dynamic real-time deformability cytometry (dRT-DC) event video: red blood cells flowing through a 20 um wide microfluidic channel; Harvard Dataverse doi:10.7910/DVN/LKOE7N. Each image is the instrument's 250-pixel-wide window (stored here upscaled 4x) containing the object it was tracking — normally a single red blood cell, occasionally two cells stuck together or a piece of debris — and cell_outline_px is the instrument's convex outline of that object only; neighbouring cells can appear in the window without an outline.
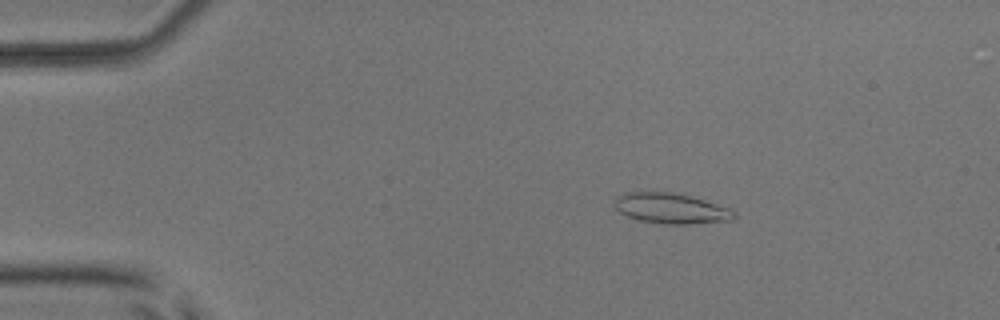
{"species": "common noctule bat (a hibernating species)", "species_latin": "Nyctalus noctula", "temperature_condition": "room temperature", "stored_images_in_passage": 52, "camera_frame_rate_fps": 3000, "um_per_image_px": 0.085, "animal": {"sex": "male", "body_mass_g": 17.9, "forearm_length_mm": 54.2}, "frame": {"image": 1, "passage_image": 10, "time_ms": 3.0, "image_size_px": [1000, 320], "cell_outline_px": [[736, 216], [732, 220], [692, 224], [664, 224], [640, 220], [628, 216], [620, 212], [612, 204], [616, 196], [624, 192], [672, 192], [704, 200], [728, 208], [736, 212]], "centroid_in_image_um": [57.0, 17.71], "position_along_channel_um": 28.0, "area_um2": 21.15}}
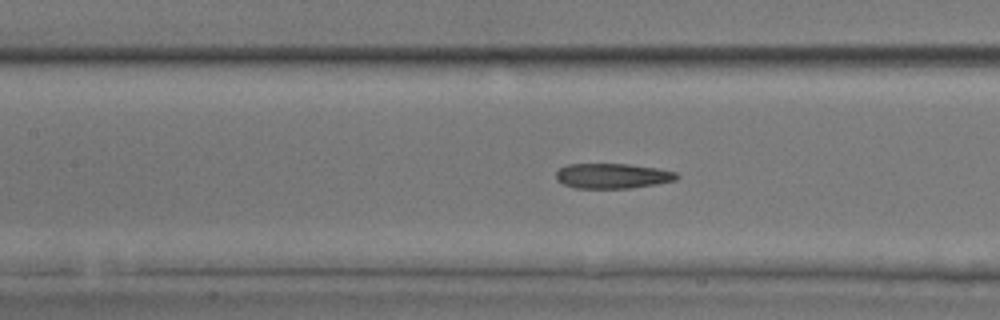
{"frame": {"image": 2, "passage_image": 25, "time_ms": 8.0, "image_size_px": [1000, 320], "cell_outline_px": [[680, 176], [676, 180], [656, 184], [632, 188], [576, 188], [564, 184], [556, 180], [556, 172], [560, 168], [568, 164], [628, 164], [660, 168], [676, 172]], "centroid_in_image_um": [52.09, 14.95], "position_along_channel_um": 155.3, "area_um2": 17.74}}
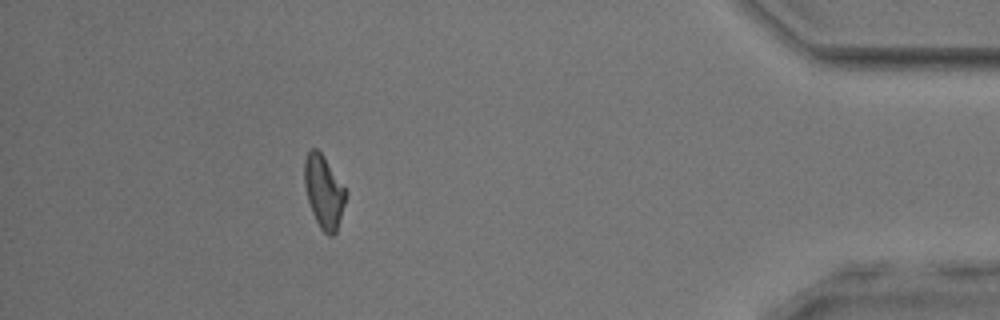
{"frame": {"image": 3, "passage_image": 48, "time_ms": 15.667, "image_size_px": [1000, 320], "cell_outline_px": [[348, 192], [336, 232], [332, 236], [328, 236], [320, 228], [312, 212], [308, 200], [304, 184], [304, 160], [308, 152], [312, 148], [316, 148], [324, 156]], "centroid_in_image_um": [27.53, 16.29], "position_along_channel_um": 407.7, "area_um2": 17.51}}